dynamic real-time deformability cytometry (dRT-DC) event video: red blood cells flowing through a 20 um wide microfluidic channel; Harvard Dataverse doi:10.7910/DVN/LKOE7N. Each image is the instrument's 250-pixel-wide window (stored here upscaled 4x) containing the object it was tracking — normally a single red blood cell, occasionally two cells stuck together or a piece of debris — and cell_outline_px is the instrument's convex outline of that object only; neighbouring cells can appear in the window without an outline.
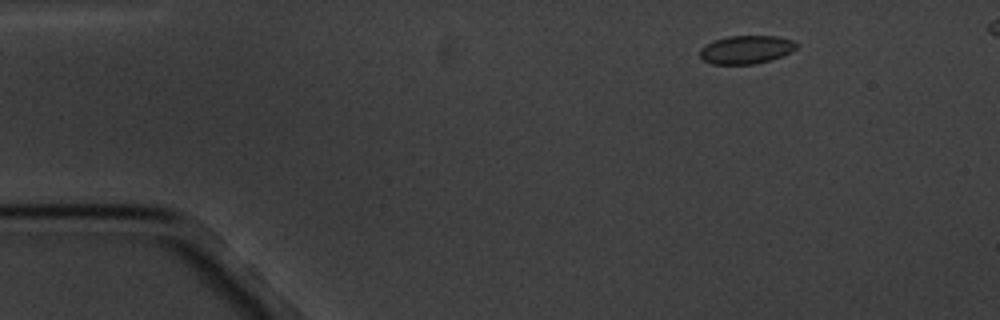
{"species": "common noctule bat (a hibernating species)", "species_latin": "Nyctalus noctula", "temperature_condition": "cold", "stored_images_in_passage": 6, "camera_frame_rate_fps": 3000, "um_per_image_px": 0.085, "animal": {"sex": "male", "body_mass_g": 20.1, "forearm_length_mm": 53.5}, "frame": {"image": 1, "passage_image": 2, "time_ms": 1.333, "image_size_px": [1000, 320], "cell_outline_px": [[800, 44], [792, 52], [768, 60], [752, 64], [712, 64], [704, 60], [700, 56], [700, 48], [716, 40], [728, 36], [780, 36], [792, 40]], "centroid_in_image_um": [63.46, 4.21], "position_along_channel_um": 21.5, "area_um2": 15.78}}
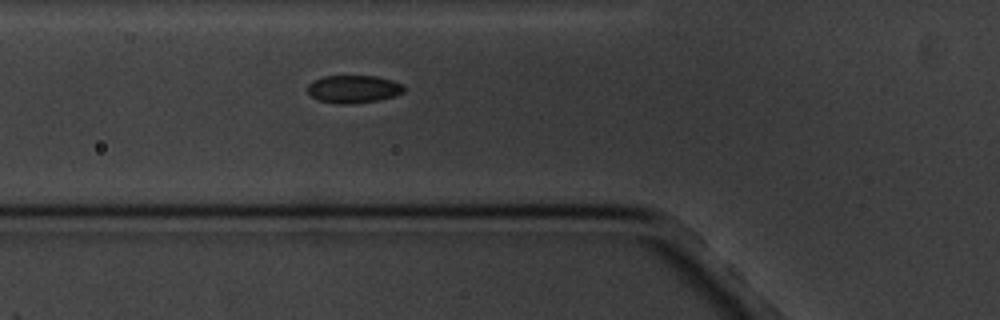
{"frame": {"image": 2, "passage_image": 6, "time_ms": 5.667, "image_size_px": [1000, 320], "cell_outline_px": [[404, 92], [396, 96], [380, 100], [348, 104], [336, 104], [320, 100], [312, 96], [308, 92], [308, 84], [312, 80], [324, 76], [376, 76], [392, 80], [404, 84]], "centroid_in_image_um": [30.07, 7.57], "position_along_channel_um": 95.7, "area_um2": 15.72}}